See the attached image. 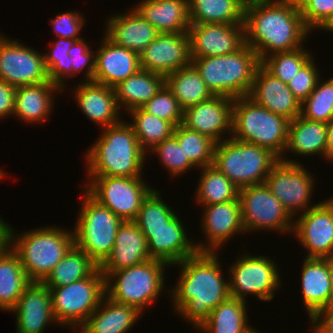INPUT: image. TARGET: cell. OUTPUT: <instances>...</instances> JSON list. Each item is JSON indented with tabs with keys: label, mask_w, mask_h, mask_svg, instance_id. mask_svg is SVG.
Segmentation results:
<instances>
[{
	"label": "cell",
	"mask_w": 333,
	"mask_h": 333,
	"mask_svg": "<svg viewBox=\"0 0 333 333\" xmlns=\"http://www.w3.org/2000/svg\"><path fill=\"white\" fill-rule=\"evenodd\" d=\"M239 200L245 232L267 229L292 233L294 219L265 183L239 189Z\"/></svg>",
	"instance_id": "cell-14"
},
{
	"label": "cell",
	"mask_w": 333,
	"mask_h": 333,
	"mask_svg": "<svg viewBox=\"0 0 333 333\" xmlns=\"http://www.w3.org/2000/svg\"><path fill=\"white\" fill-rule=\"evenodd\" d=\"M202 172L197 184L196 201L202 206L239 200V188L214 165L198 168Z\"/></svg>",
	"instance_id": "cell-39"
},
{
	"label": "cell",
	"mask_w": 333,
	"mask_h": 333,
	"mask_svg": "<svg viewBox=\"0 0 333 333\" xmlns=\"http://www.w3.org/2000/svg\"><path fill=\"white\" fill-rule=\"evenodd\" d=\"M107 20L103 34L117 46L138 55L159 35L157 29L133 7L126 13L113 14Z\"/></svg>",
	"instance_id": "cell-25"
},
{
	"label": "cell",
	"mask_w": 333,
	"mask_h": 333,
	"mask_svg": "<svg viewBox=\"0 0 333 333\" xmlns=\"http://www.w3.org/2000/svg\"><path fill=\"white\" fill-rule=\"evenodd\" d=\"M190 58L226 55L244 43V24H191L188 30Z\"/></svg>",
	"instance_id": "cell-17"
},
{
	"label": "cell",
	"mask_w": 333,
	"mask_h": 333,
	"mask_svg": "<svg viewBox=\"0 0 333 333\" xmlns=\"http://www.w3.org/2000/svg\"><path fill=\"white\" fill-rule=\"evenodd\" d=\"M151 152L157 155L171 177L182 176L186 170L188 172L189 169L196 168L185 156L183 148L174 136L156 144L147 154Z\"/></svg>",
	"instance_id": "cell-46"
},
{
	"label": "cell",
	"mask_w": 333,
	"mask_h": 333,
	"mask_svg": "<svg viewBox=\"0 0 333 333\" xmlns=\"http://www.w3.org/2000/svg\"><path fill=\"white\" fill-rule=\"evenodd\" d=\"M63 92L51 81L44 83L22 85L16 88L15 106L13 115L26 123L39 124L46 121L53 112L54 93Z\"/></svg>",
	"instance_id": "cell-30"
},
{
	"label": "cell",
	"mask_w": 333,
	"mask_h": 333,
	"mask_svg": "<svg viewBox=\"0 0 333 333\" xmlns=\"http://www.w3.org/2000/svg\"><path fill=\"white\" fill-rule=\"evenodd\" d=\"M151 259L141 229L134 221H123L118 228L115 245L99 269L102 273H111Z\"/></svg>",
	"instance_id": "cell-27"
},
{
	"label": "cell",
	"mask_w": 333,
	"mask_h": 333,
	"mask_svg": "<svg viewBox=\"0 0 333 333\" xmlns=\"http://www.w3.org/2000/svg\"><path fill=\"white\" fill-rule=\"evenodd\" d=\"M99 265L73 245L42 283L48 288L67 286L90 276Z\"/></svg>",
	"instance_id": "cell-38"
},
{
	"label": "cell",
	"mask_w": 333,
	"mask_h": 333,
	"mask_svg": "<svg viewBox=\"0 0 333 333\" xmlns=\"http://www.w3.org/2000/svg\"><path fill=\"white\" fill-rule=\"evenodd\" d=\"M95 52L93 82L115 87L139 69V55L132 50L117 46L105 35Z\"/></svg>",
	"instance_id": "cell-24"
},
{
	"label": "cell",
	"mask_w": 333,
	"mask_h": 333,
	"mask_svg": "<svg viewBox=\"0 0 333 333\" xmlns=\"http://www.w3.org/2000/svg\"><path fill=\"white\" fill-rule=\"evenodd\" d=\"M327 264H328V268L330 271V278H331V283H332V289H333V254L330 256L325 257Z\"/></svg>",
	"instance_id": "cell-58"
},
{
	"label": "cell",
	"mask_w": 333,
	"mask_h": 333,
	"mask_svg": "<svg viewBox=\"0 0 333 333\" xmlns=\"http://www.w3.org/2000/svg\"><path fill=\"white\" fill-rule=\"evenodd\" d=\"M327 123L308 120L301 115L289 122L288 142L285 149L294 155H322L326 159Z\"/></svg>",
	"instance_id": "cell-32"
},
{
	"label": "cell",
	"mask_w": 333,
	"mask_h": 333,
	"mask_svg": "<svg viewBox=\"0 0 333 333\" xmlns=\"http://www.w3.org/2000/svg\"><path fill=\"white\" fill-rule=\"evenodd\" d=\"M165 267L170 266L151 259L118 271L102 273L105 278V296L143 312L163 293Z\"/></svg>",
	"instance_id": "cell-7"
},
{
	"label": "cell",
	"mask_w": 333,
	"mask_h": 333,
	"mask_svg": "<svg viewBox=\"0 0 333 333\" xmlns=\"http://www.w3.org/2000/svg\"><path fill=\"white\" fill-rule=\"evenodd\" d=\"M333 13V0H311L301 11L302 18L307 28L319 29Z\"/></svg>",
	"instance_id": "cell-51"
},
{
	"label": "cell",
	"mask_w": 333,
	"mask_h": 333,
	"mask_svg": "<svg viewBox=\"0 0 333 333\" xmlns=\"http://www.w3.org/2000/svg\"><path fill=\"white\" fill-rule=\"evenodd\" d=\"M314 176L299 161L286 159L285 155L273 166L265 184L278 198L293 219L315 207L311 205L314 192ZM298 213V214H297Z\"/></svg>",
	"instance_id": "cell-13"
},
{
	"label": "cell",
	"mask_w": 333,
	"mask_h": 333,
	"mask_svg": "<svg viewBox=\"0 0 333 333\" xmlns=\"http://www.w3.org/2000/svg\"><path fill=\"white\" fill-rule=\"evenodd\" d=\"M293 234L306 249V257L325 258L333 254V208L321 201L293 221Z\"/></svg>",
	"instance_id": "cell-16"
},
{
	"label": "cell",
	"mask_w": 333,
	"mask_h": 333,
	"mask_svg": "<svg viewBox=\"0 0 333 333\" xmlns=\"http://www.w3.org/2000/svg\"><path fill=\"white\" fill-rule=\"evenodd\" d=\"M165 85L183 109L206 101L213 96L192 63L166 75Z\"/></svg>",
	"instance_id": "cell-37"
},
{
	"label": "cell",
	"mask_w": 333,
	"mask_h": 333,
	"mask_svg": "<svg viewBox=\"0 0 333 333\" xmlns=\"http://www.w3.org/2000/svg\"><path fill=\"white\" fill-rule=\"evenodd\" d=\"M248 97L289 121L301 115V103L294 97L288 85L271 74L262 64L255 72Z\"/></svg>",
	"instance_id": "cell-22"
},
{
	"label": "cell",
	"mask_w": 333,
	"mask_h": 333,
	"mask_svg": "<svg viewBox=\"0 0 333 333\" xmlns=\"http://www.w3.org/2000/svg\"><path fill=\"white\" fill-rule=\"evenodd\" d=\"M213 95L230 98L248 96L261 61L245 43L235 52L191 59Z\"/></svg>",
	"instance_id": "cell-5"
},
{
	"label": "cell",
	"mask_w": 333,
	"mask_h": 333,
	"mask_svg": "<svg viewBox=\"0 0 333 333\" xmlns=\"http://www.w3.org/2000/svg\"><path fill=\"white\" fill-rule=\"evenodd\" d=\"M309 320L312 333H333V303L321 308Z\"/></svg>",
	"instance_id": "cell-52"
},
{
	"label": "cell",
	"mask_w": 333,
	"mask_h": 333,
	"mask_svg": "<svg viewBox=\"0 0 333 333\" xmlns=\"http://www.w3.org/2000/svg\"><path fill=\"white\" fill-rule=\"evenodd\" d=\"M15 86L0 79V119L13 115L16 97Z\"/></svg>",
	"instance_id": "cell-53"
},
{
	"label": "cell",
	"mask_w": 333,
	"mask_h": 333,
	"mask_svg": "<svg viewBox=\"0 0 333 333\" xmlns=\"http://www.w3.org/2000/svg\"><path fill=\"white\" fill-rule=\"evenodd\" d=\"M325 201L333 208V197H331L330 199L327 198V200Z\"/></svg>",
	"instance_id": "cell-61"
},
{
	"label": "cell",
	"mask_w": 333,
	"mask_h": 333,
	"mask_svg": "<svg viewBox=\"0 0 333 333\" xmlns=\"http://www.w3.org/2000/svg\"><path fill=\"white\" fill-rule=\"evenodd\" d=\"M279 160L268 149L230 137L216 143L212 165L241 189L265 183Z\"/></svg>",
	"instance_id": "cell-8"
},
{
	"label": "cell",
	"mask_w": 333,
	"mask_h": 333,
	"mask_svg": "<svg viewBox=\"0 0 333 333\" xmlns=\"http://www.w3.org/2000/svg\"><path fill=\"white\" fill-rule=\"evenodd\" d=\"M30 283L18 255L8 245L0 252V310L10 312Z\"/></svg>",
	"instance_id": "cell-34"
},
{
	"label": "cell",
	"mask_w": 333,
	"mask_h": 333,
	"mask_svg": "<svg viewBox=\"0 0 333 333\" xmlns=\"http://www.w3.org/2000/svg\"><path fill=\"white\" fill-rule=\"evenodd\" d=\"M320 77L316 63L311 57L287 85L294 97L302 104L314 90Z\"/></svg>",
	"instance_id": "cell-48"
},
{
	"label": "cell",
	"mask_w": 333,
	"mask_h": 333,
	"mask_svg": "<svg viewBox=\"0 0 333 333\" xmlns=\"http://www.w3.org/2000/svg\"><path fill=\"white\" fill-rule=\"evenodd\" d=\"M304 46L292 51L276 52L265 57L261 64L283 83H288L312 57Z\"/></svg>",
	"instance_id": "cell-43"
},
{
	"label": "cell",
	"mask_w": 333,
	"mask_h": 333,
	"mask_svg": "<svg viewBox=\"0 0 333 333\" xmlns=\"http://www.w3.org/2000/svg\"><path fill=\"white\" fill-rule=\"evenodd\" d=\"M127 114H130L132 121L129 124L146 152L174 134L175 126L171 122L158 118L141 107L132 109Z\"/></svg>",
	"instance_id": "cell-40"
},
{
	"label": "cell",
	"mask_w": 333,
	"mask_h": 333,
	"mask_svg": "<svg viewBox=\"0 0 333 333\" xmlns=\"http://www.w3.org/2000/svg\"><path fill=\"white\" fill-rule=\"evenodd\" d=\"M84 190L123 221H134L142 202L154 189L142 177L87 176Z\"/></svg>",
	"instance_id": "cell-11"
},
{
	"label": "cell",
	"mask_w": 333,
	"mask_h": 333,
	"mask_svg": "<svg viewBox=\"0 0 333 333\" xmlns=\"http://www.w3.org/2000/svg\"><path fill=\"white\" fill-rule=\"evenodd\" d=\"M73 228L74 245L82 249L98 265L111 253L123 220L100 205L86 191Z\"/></svg>",
	"instance_id": "cell-9"
},
{
	"label": "cell",
	"mask_w": 333,
	"mask_h": 333,
	"mask_svg": "<svg viewBox=\"0 0 333 333\" xmlns=\"http://www.w3.org/2000/svg\"><path fill=\"white\" fill-rule=\"evenodd\" d=\"M327 150H326V159L328 162L332 161L333 163V118L327 123Z\"/></svg>",
	"instance_id": "cell-55"
},
{
	"label": "cell",
	"mask_w": 333,
	"mask_h": 333,
	"mask_svg": "<svg viewBox=\"0 0 333 333\" xmlns=\"http://www.w3.org/2000/svg\"><path fill=\"white\" fill-rule=\"evenodd\" d=\"M137 308L104 296L98 308L80 327L84 333H127L142 316ZM134 324V325H133Z\"/></svg>",
	"instance_id": "cell-31"
},
{
	"label": "cell",
	"mask_w": 333,
	"mask_h": 333,
	"mask_svg": "<svg viewBox=\"0 0 333 333\" xmlns=\"http://www.w3.org/2000/svg\"><path fill=\"white\" fill-rule=\"evenodd\" d=\"M218 255L216 252H197L174 265L180 266L181 272L176 285L168 290L172 306L177 314L194 325L195 330L230 296L229 280L222 275Z\"/></svg>",
	"instance_id": "cell-1"
},
{
	"label": "cell",
	"mask_w": 333,
	"mask_h": 333,
	"mask_svg": "<svg viewBox=\"0 0 333 333\" xmlns=\"http://www.w3.org/2000/svg\"><path fill=\"white\" fill-rule=\"evenodd\" d=\"M268 1H280V0H245V4H249L252 2H268Z\"/></svg>",
	"instance_id": "cell-59"
},
{
	"label": "cell",
	"mask_w": 333,
	"mask_h": 333,
	"mask_svg": "<svg viewBox=\"0 0 333 333\" xmlns=\"http://www.w3.org/2000/svg\"><path fill=\"white\" fill-rule=\"evenodd\" d=\"M84 17L78 11H69L59 13L55 18L50 19V24L53 26V33L55 32L58 38L80 40L83 39L79 36L81 29H83ZM81 30V31H80Z\"/></svg>",
	"instance_id": "cell-50"
},
{
	"label": "cell",
	"mask_w": 333,
	"mask_h": 333,
	"mask_svg": "<svg viewBox=\"0 0 333 333\" xmlns=\"http://www.w3.org/2000/svg\"><path fill=\"white\" fill-rule=\"evenodd\" d=\"M247 301L229 296L213 309L204 323L197 328L204 333H246L248 324Z\"/></svg>",
	"instance_id": "cell-35"
},
{
	"label": "cell",
	"mask_w": 333,
	"mask_h": 333,
	"mask_svg": "<svg viewBox=\"0 0 333 333\" xmlns=\"http://www.w3.org/2000/svg\"><path fill=\"white\" fill-rule=\"evenodd\" d=\"M76 88V89H75ZM72 94L81 112L101 128L121 122L120 110L113 87L95 82H80Z\"/></svg>",
	"instance_id": "cell-26"
},
{
	"label": "cell",
	"mask_w": 333,
	"mask_h": 333,
	"mask_svg": "<svg viewBox=\"0 0 333 333\" xmlns=\"http://www.w3.org/2000/svg\"><path fill=\"white\" fill-rule=\"evenodd\" d=\"M158 188H154L142 202L134 222L139 228L163 227L176 213L162 200Z\"/></svg>",
	"instance_id": "cell-45"
},
{
	"label": "cell",
	"mask_w": 333,
	"mask_h": 333,
	"mask_svg": "<svg viewBox=\"0 0 333 333\" xmlns=\"http://www.w3.org/2000/svg\"><path fill=\"white\" fill-rule=\"evenodd\" d=\"M311 33L301 11L289 3L268 1L245 5V44L258 54L260 61L273 53L302 47Z\"/></svg>",
	"instance_id": "cell-2"
},
{
	"label": "cell",
	"mask_w": 333,
	"mask_h": 333,
	"mask_svg": "<svg viewBox=\"0 0 333 333\" xmlns=\"http://www.w3.org/2000/svg\"><path fill=\"white\" fill-rule=\"evenodd\" d=\"M301 116L325 123L333 118V77L327 81L318 80L314 90L301 104Z\"/></svg>",
	"instance_id": "cell-42"
},
{
	"label": "cell",
	"mask_w": 333,
	"mask_h": 333,
	"mask_svg": "<svg viewBox=\"0 0 333 333\" xmlns=\"http://www.w3.org/2000/svg\"><path fill=\"white\" fill-rule=\"evenodd\" d=\"M75 41L73 39L58 38L57 41L52 43L48 53H44L48 78L63 91L66 86L64 81L72 77V66L70 65L68 51Z\"/></svg>",
	"instance_id": "cell-44"
},
{
	"label": "cell",
	"mask_w": 333,
	"mask_h": 333,
	"mask_svg": "<svg viewBox=\"0 0 333 333\" xmlns=\"http://www.w3.org/2000/svg\"><path fill=\"white\" fill-rule=\"evenodd\" d=\"M247 254L243 253L236 262L230 264V296L247 301L246 295L254 294L260 300H272L282 284L278 272L280 268L266 255Z\"/></svg>",
	"instance_id": "cell-12"
},
{
	"label": "cell",
	"mask_w": 333,
	"mask_h": 333,
	"mask_svg": "<svg viewBox=\"0 0 333 333\" xmlns=\"http://www.w3.org/2000/svg\"><path fill=\"white\" fill-rule=\"evenodd\" d=\"M165 85V76L139 69L126 80L119 82L114 88L118 106L123 111L142 107Z\"/></svg>",
	"instance_id": "cell-33"
},
{
	"label": "cell",
	"mask_w": 333,
	"mask_h": 333,
	"mask_svg": "<svg viewBox=\"0 0 333 333\" xmlns=\"http://www.w3.org/2000/svg\"><path fill=\"white\" fill-rule=\"evenodd\" d=\"M191 24H244L242 0H188Z\"/></svg>",
	"instance_id": "cell-36"
},
{
	"label": "cell",
	"mask_w": 333,
	"mask_h": 333,
	"mask_svg": "<svg viewBox=\"0 0 333 333\" xmlns=\"http://www.w3.org/2000/svg\"><path fill=\"white\" fill-rule=\"evenodd\" d=\"M102 129L100 137L85 153L87 175L142 177L147 152L138 142L132 126L122 119Z\"/></svg>",
	"instance_id": "cell-3"
},
{
	"label": "cell",
	"mask_w": 333,
	"mask_h": 333,
	"mask_svg": "<svg viewBox=\"0 0 333 333\" xmlns=\"http://www.w3.org/2000/svg\"><path fill=\"white\" fill-rule=\"evenodd\" d=\"M0 79L15 87L50 81L44 54L0 33Z\"/></svg>",
	"instance_id": "cell-15"
},
{
	"label": "cell",
	"mask_w": 333,
	"mask_h": 333,
	"mask_svg": "<svg viewBox=\"0 0 333 333\" xmlns=\"http://www.w3.org/2000/svg\"><path fill=\"white\" fill-rule=\"evenodd\" d=\"M246 333H261V332L257 331V329L253 328V326H252Z\"/></svg>",
	"instance_id": "cell-60"
},
{
	"label": "cell",
	"mask_w": 333,
	"mask_h": 333,
	"mask_svg": "<svg viewBox=\"0 0 333 333\" xmlns=\"http://www.w3.org/2000/svg\"><path fill=\"white\" fill-rule=\"evenodd\" d=\"M289 122L248 96L237 97L232 107L231 137L268 149L281 159L288 142Z\"/></svg>",
	"instance_id": "cell-6"
},
{
	"label": "cell",
	"mask_w": 333,
	"mask_h": 333,
	"mask_svg": "<svg viewBox=\"0 0 333 333\" xmlns=\"http://www.w3.org/2000/svg\"><path fill=\"white\" fill-rule=\"evenodd\" d=\"M134 9L159 33H184L191 26L188 0H141Z\"/></svg>",
	"instance_id": "cell-29"
},
{
	"label": "cell",
	"mask_w": 333,
	"mask_h": 333,
	"mask_svg": "<svg viewBox=\"0 0 333 333\" xmlns=\"http://www.w3.org/2000/svg\"><path fill=\"white\" fill-rule=\"evenodd\" d=\"M85 39L77 40L68 51L70 65L72 66V77L85 69L84 82H92L95 72V52L90 49ZM93 52V53H92Z\"/></svg>",
	"instance_id": "cell-49"
},
{
	"label": "cell",
	"mask_w": 333,
	"mask_h": 333,
	"mask_svg": "<svg viewBox=\"0 0 333 333\" xmlns=\"http://www.w3.org/2000/svg\"><path fill=\"white\" fill-rule=\"evenodd\" d=\"M49 289L57 324L80 328L105 296V278L98 267L83 280Z\"/></svg>",
	"instance_id": "cell-10"
},
{
	"label": "cell",
	"mask_w": 333,
	"mask_h": 333,
	"mask_svg": "<svg viewBox=\"0 0 333 333\" xmlns=\"http://www.w3.org/2000/svg\"><path fill=\"white\" fill-rule=\"evenodd\" d=\"M173 136L196 169L213 164L216 142L210 137L191 130L182 123L175 127Z\"/></svg>",
	"instance_id": "cell-41"
},
{
	"label": "cell",
	"mask_w": 333,
	"mask_h": 333,
	"mask_svg": "<svg viewBox=\"0 0 333 333\" xmlns=\"http://www.w3.org/2000/svg\"><path fill=\"white\" fill-rule=\"evenodd\" d=\"M301 294L311 319L321 308L333 303L330 271L325 258L305 257L301 272Z\"/></svg>",
	"instance_id": "cell-28"
},
{
	"label": "cell",
	"mask_w": 333,
	"mask_h": 333,
	"mask_svg": "<svg viewBox=\"0 0 333 333\" xmlns=\"http://www.w3.org/2000/svg\"><path fill=\"white\" fill-rule=\"evenodd\" d=\"M191 63L189 36L184 33H159L139 55L140 69L166 76Z\"/></svg>",
	"instance_id": "cell-21"
},
{
	"label": "cell",
	"mask_w": 333,
	"mask_h": 333,
	"mask_svg": "<svg viewBox=\"0 0 333 333\" xmlns=\"http://www.w3.org/2000/svg\"><path fill=\"white\" fill-rule=\"evenodd\" d=\"M323 31L333 32V13L330 15L328 20L319 28Z\"/></svg>",
	"instance_id": "cell-57"
},
{
	"label": "cell",
	"mask_w": 333,
	"mask_h": 333,
	"mask_svg": "<svg viewBox=\"0 0 333 333\" xmlns=\"http://www.w3.org/2000/svg\"><path fill=\"white\" fill-rule=\"evenodd\" d=\"M141 108L158 118L171 122L175 127L183 121L184 109L166 85Z\"/></svg>",
	"instance_id": "cell-47"
},
{
	"label": "cell",
	"mask_w": 333,
	"mask_h": 333,
	"mask_svg": "<svg viewBox=\"0 0 333 333\" xmlns=\"http://www.w3.org/2000/svg\"><path fill=\"white\" fill-rule=\"evenodd\" d=\"M280 1L284 3H289L296 10L302 11L311 0H280Z\"/></svg>",
	"instance_id": "cell-56"
},
{
	"label": "cell",
	"mask_w": 333,
	"mask_h": 333,
	"mask_svg": "<svg viewBox=\"0 0 333 333\" xmlns=\"http://www.w3.org/2000/svg\"><path fill=\"white\" fill-rule=\"evenodd\" d=\"M233 102V98L213 95L206 101L184 109L182 124L210 137L216 143L228 139L232 133ZM226 132L229 133L230 137L224 136L228 134Z\"/></svg>",
	"instance_id": "cell-18"
},
{
	"label": "cell",
	"mask_w": 333,
	"mask_h": 333,
	"mask_svg": "<svg viewBox=\"0 0 333 333\" xmlns=\"http://www.w3.org/2000/svg\"><path fill=\"white\" fill-rule=\"evenodd\" d=\"M10 312L16 314V333H44L50 322L57 324L50 289L42 282H31Z\"/></svg>",
	"instance_id": "cell-23"
},
{
	"label": "cell",
	"mask_w": 333,
	"mask_h": 333,
	"mask_svg": "<svg viewBox=\"0 0 333 333\" xmlns=\"http://www.w3.org/2000/svg\"><path fill=\"white\" fill-rule=\"evenodd\" d=\"M205 242H195L198 252H217L234 235L245 233L240 200L203 206ZM219 248V249H218Z\"/></svg>",
	"instance_id": "cell-19"
},
{
	"label": "cell",
	"mask_w": 333,
	"mask_h": 333,
	"mask_svg": "<svg viewBox=\"0 0 333 333\" xmlns=\"http://www.w3.org/2000/svg\"><path fill=\"white\" fill-rule=\"evenodd\" d=\"M13 229L9 227L8 245L18 255L31 282H42L74 245L73 230L58 226L31 229L19 236Z\"/></svg>",
	"instance_id": "cell-4"
},
{
	"label": "cell",
	"mask_w": 333,
	"mask_h": 333,
	"mask_svg": "<svg viewBox=\"0 0 333 333\" xmlns=\"http://www.w3.org/2000/svg\"><path fill=\"white\" fill-rule=\"evenodd\" d=\"M181 221L175 214L163 227L140 228L152 259L163 261L171 267L198 252Z\"/></svg>",
	"instance_id": "cell-20"
},
{
	"label": "cell",
	"mask_w": 333,
	"mask_h": 333,
	"mask_svg": "<svg viewBox=\"0 0 333 333\" xmlns=\"http://www.w3.org/2000/svg\"><path fill=\"white\" fill-rule=\"evenodd\" d=\"M9 227V223L5 222L0 216V252L8 246Z\"/></svg>",
	"instance_id": "cell-54"
},
{
	"label": "cell",
	"mask_w": 333,
	"mask_h": 333,
	"mask_svg": "<svg viewBox=\"0 0 333 333\" xmlns=\"http://www.w3.org/2000/svg\"><path fill=\"white\" fill-rule=\"evenodd\" d=\"M3 176H6V173L0 168V180L3 178Z\"/></svg>",
	"instance_id": "cell-62"
}]
</instances>
